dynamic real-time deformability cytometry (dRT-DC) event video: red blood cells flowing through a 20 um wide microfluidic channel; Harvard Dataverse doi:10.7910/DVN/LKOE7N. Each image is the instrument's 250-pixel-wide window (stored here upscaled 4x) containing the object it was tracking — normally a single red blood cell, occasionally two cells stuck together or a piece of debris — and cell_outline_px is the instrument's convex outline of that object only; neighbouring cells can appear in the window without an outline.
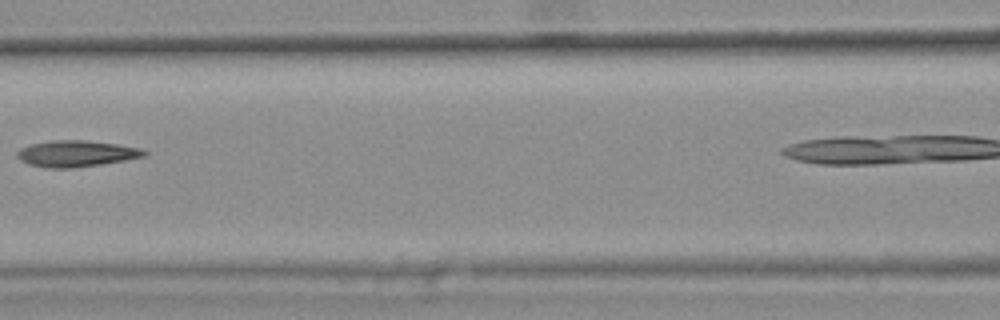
{"species": "common noctule bat (a hibernating species)", "species_latin": "Nyctalus noctula", "temperature_condition": "warm", "stored_images_in_passage": 6, "camera_frame_rate_fps": 3000, "um_per_image_px": 0.085, "animal": {"sex": "female", "body_mass_g": 25.1}, "frame": {"image": 1, "passage_image": 4, "time_ms": 1.0, "image_size_px": [1000, 320], "cell_outline_px": [[148, 156], [100, 164], [72, 168], [48, 168], [28, 164], [20, 160], [16, 156], [16, 152], [20, 148], [32, 144], [48, 140], [88, 140], [116, 144], [140, 148], [148, 152]], "centroid_in_image_um": [6.47, 13.05], "position_along_channel_um": 160.1, "area_um2": 19.54}}